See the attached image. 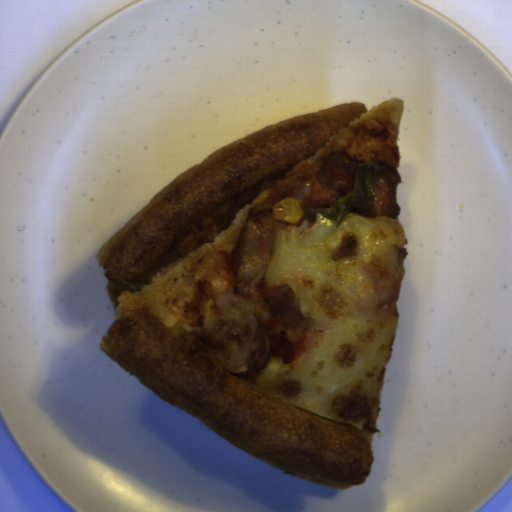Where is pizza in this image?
<instances>
[{
	"mask_svg": "<svg viewBox=\"0 0 512 512\" xmlns=\"http://www.w3.org/2000/svg\"><path fill=\"white\" fill-rule=\"evenodd\" d=\"M404 101L294 116L209 154L99 249L115 315L98 346L152 393L248 455L351 488L374 458L398 321ZM375 205L338 226L275 220L284 198L331 208L365 162Z\"/></svg>",
	"mask_w": 512,
	"mask_h": 512,
	"instance_id": "1",
	"label": "pizza"
}]
</instances>
